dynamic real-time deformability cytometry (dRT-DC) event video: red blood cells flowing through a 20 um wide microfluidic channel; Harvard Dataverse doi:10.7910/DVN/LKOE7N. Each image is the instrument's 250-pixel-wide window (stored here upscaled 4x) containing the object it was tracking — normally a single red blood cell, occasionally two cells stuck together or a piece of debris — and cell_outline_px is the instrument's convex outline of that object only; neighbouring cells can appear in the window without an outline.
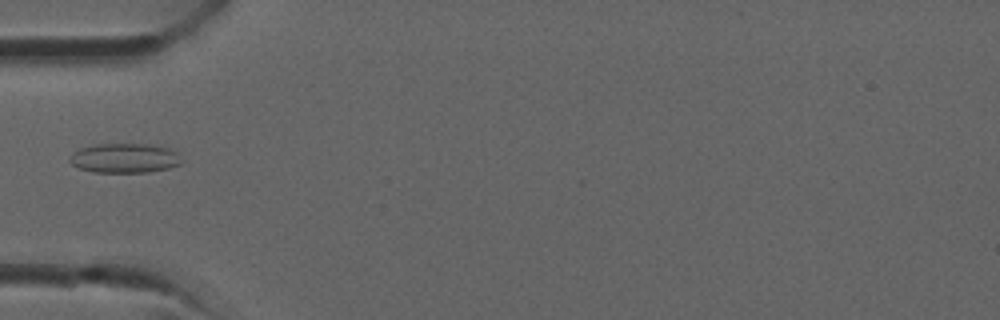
{"species": "common noctule bat (a hibernating species)", "species_latin": "Nyctalus noctula", "temperature_condition": "room temperature", "stored_images_in_passage": 30, "camera_frame_rate_fps": 3000, "um_per_image_px": 0.085, "animal": {"sex": "male", "forearm_length_mm": 52.5}, "frame": {"image": 1, "passage_image": 6, "time_ms": 1.667, "image_size_px": [1000, 320], "cell_outline_px": [[184, 160], [180, 164], [168, 168], [148, 172], [92, 172], [80, 168], [72, 164], [68, 160], [72, 152], [80, 148], [96, 144], [148, 144], [168, 148], [176, 152]], "centroid_in_image_um": [10.58, 13.44], "position_along_channel_um": 74.4, "area_um2": 19.31}}
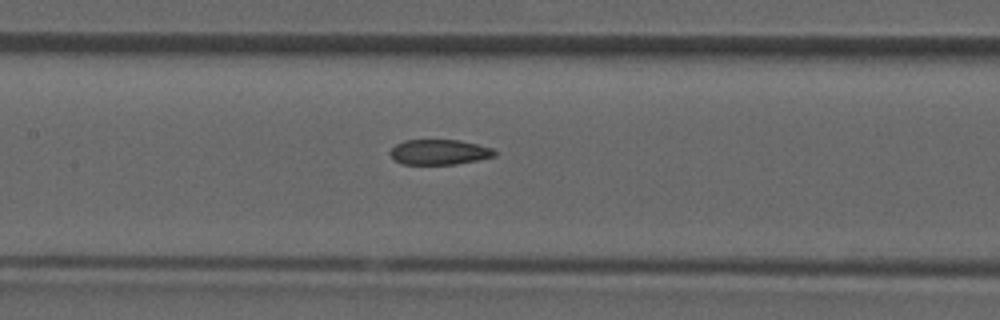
{"frame": {"image": 2, "passage_image": 11, "time_ms": 3.333, "image_size_px": [1000, 320], "cell_outline_px": [[496, 156], [456, 164], [400, 164], [388, 152], [396, 144], [404, 140], [460, 140], [492, 148], [496, 152]], "centroid_in_image_um": [37.32, 12.92], "position_along_channel_um": 170.1, "area_um2": 15.26}}
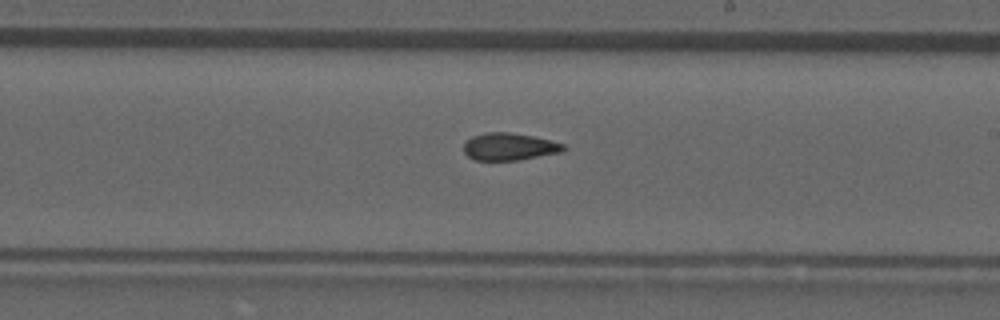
{"frame": {"image": 3, "passage_image": 15, "time_ms": 4.667, "image_size_px": [1000, 320], "cell_outline_px": [[568, 148], [560, 152], [516, 160], [476, 160], [468, 156], [464, 152], [464, 144], [472, 136], [484, 132], [508, 132], [532, 136], [564, 144]], "centroid_in_image_um": [43.27, 12.46], "position_along_channel_um": 245.7, "area_um2": 15.66}}